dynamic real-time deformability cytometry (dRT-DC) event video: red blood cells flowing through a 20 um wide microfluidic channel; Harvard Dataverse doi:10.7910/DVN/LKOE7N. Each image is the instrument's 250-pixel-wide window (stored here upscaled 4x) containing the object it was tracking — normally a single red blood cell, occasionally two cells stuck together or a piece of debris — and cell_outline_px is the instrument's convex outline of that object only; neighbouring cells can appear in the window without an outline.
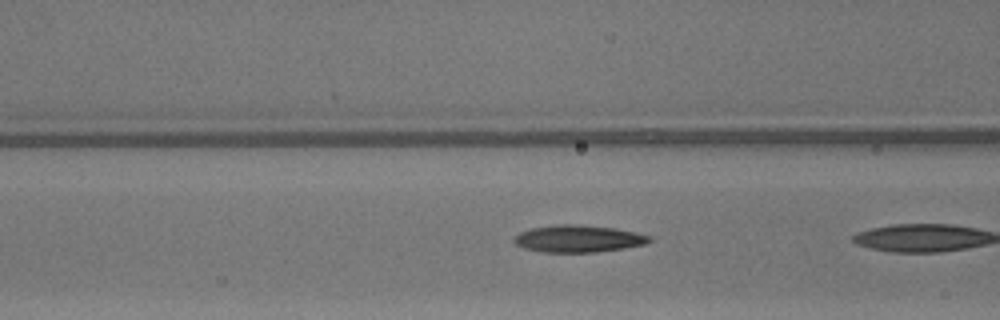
{"species": "common noctule bat (a hibernating species)", "species_latin": "Nyctalus noctula", "temperature_condition": "warm", "stored_images_in_passage": 5, "camera_frame_rate_fps": 3000, "um_per_image_px": 0.085, "animal": {"sex": "male", "body_mass_g": 13.3}, "frame": {"image": 1, "passage_image": 4, "time_ms": 1.0, "image_size_px": [1000, 320], "cell_outline_px": [[652, 240], [644, 244], [624, 248], [596, 252], [544, 252], [524, 248], [516, 244], [512, 240], [512, 236], [520, 232], [532, 228], [556, 224], [576, 224], [616, 228], [636, 232], [652, 236]], "centroid_in_image_um": [49.14, 20.28], "position_along_channel_um": 117.5, "area_um2": 21.5}}